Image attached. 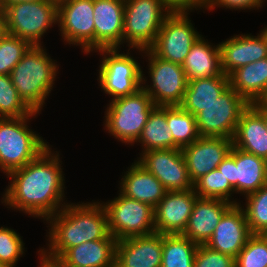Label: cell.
I'll use <instances>...</instances> for the list:
<instances>
[{
    "instance_id": "1",
    "label": "cell",
    "mask_w": 267,
    "mask_h": 267,
    "mask_svg": "<svg viewBox=\"0 0 267 267\" xmlns=\"http://www.w3.org/2000/svg\"><path fill=\"white\" fill-rule=\"evenodd\" d=\"M59 156V151L48 147L35 160L7 174L10 185L1 202L44 221L60 211L68 202L64 201L65 179Z\"/></svg>"
},
{
    "instance_id": "2",
    "label": "cell",
    "mask_w": 267,
    "mask_h": 267,
    "mask_svg": "<svg viewBox=\"0 0 267 267\" xmlns=\"http://www.w3.org/2000/svg\"><path fill=\"white\" fill-rule=\"evenodd\" d=\"M46 222L48 249L51 256L60 258L69 248L84 242L115 239L108 229L107 214L101 202L67 203Z\"/></svg>"
},
{
    "instance_id": "3",
    "label": "cell",
    "mask_w": 267,
    "mask_h": 267,
    "mask_svg": "<svg viewBox=\"0 0 267 267\" xmlns=\"http://www.w3.org/2000/svg\"><path fill=\"white\" fill-rule=\"evenodd\" d=\"M59 65L43 46H31L11 70L10 77L24 103L41 113L45 100L52 91ZM40 111V112H39Z\"/></svg>"
},
{
    "instance_id": "4",
    "label": "cell",
    "mask_w": 267,
    "mask_h": 267,
    "mask_svg": "<svg viewBox=\"0 0 267 267\" xmlns=\"http://www.w3.org/2000/svg\"><path fill=\"white\" fill-rule=\"evenodd\" d=\"M27 117L0 118V170L6 175L35 160L50 145L27 125ZM48 143V144H47Z\"/></svg>"
},
{
    "instance_id": "5",
    "label": "cell",
    "mask_w": 267,
    "mask_h": 267,
    "mask_svg": "<svg viewBox=\"0 0 267 267\" xmlns=\"http://www.w3.org/2000/svg\"><path fill=\"white\" fill-rule=\"evenodd\" d=\"M105 111V130L118 141L135 144L147 118L156 106L151 97L140 88L136 93L111 99Z\"/></svg>"
},
{
    "instance_id": "6",
    "label": "cell",
    "mask_w": 267,
    "mask_h": 267,
    "mask_svg": "<svg viewBox=\"0 0 267 267\" xmlns=\"http://www.w3.org/2000/svg\"><path fill=\"white\" fill-rule=\"evenodd\" d=\"M1 15L7 34L41 46L42 36L58 21V3L54 0L18 2L6 7Z\"/></svg>"
},
{
    "instance_id": "7",
    "label": "cell",
    "mask_w": 267,
    "mask_h": 267,
    "mask_svg": "<svg viewBox=\"0 0 267 267\" xmlns=\"http://www.w3.org/2000/svg\"><path fill=\"white\" fill-rule=\"evenodd\" d=\"M170 14L161 0H125L123 43L130 49H149Z\"/></svg>"
},
{
    "instance_id": "8",
    "label": "cell",
    "mask_w": 267,
    "mask_h": 267,
    "mask_svg": "<svg viewBox=\"0 0 267 267\" xmlns=\"http://www.w3.org/2000/svg\"><path fill=\"white\" fill-rule=\"evenodd\" d=\"M119 49V50H118ZM102 55L98 69L99 86L112 99L136 93L142 85V67L130 54L120 53V48H103L95 52Z\"/></svg>"
},
{
    "instance_id": "9",
    "label": "cell",
    "mask_w": 267,
    "mask_h": 267,
    "mask_svg": "<svg viewBox=\"0 0 267 267\" xmlns=\"http://www.w3.org/2000/svg\"><path fill=\"white\" fill-rule=\"evenodd\" d=\"M101 203L107 214L109 233L117 240L155 233L154 208L119 193L118 197Z\"/></svg>"
},
{
    "instance_id": "10",
    "label": "cell",
    "mask_w": 267,
    "mask_h": 267,
    "mask_svg": "<svg viewBox=\"0 0 267 267\" xmlns=\"http://www.w3.org/2000/svg\"><path fill=\"white\" fill-rule=\"evenodd\" d=\"M139 52L145 53L148 59V73L151 78V83L148 85L142 70L141 88L151 97L156 106H179L188 84L182 65L163 60L150 49H139Z\"/></svg>"
},
{
    "instance_id": "11",
    "label": "cell",
    "mask_w": 267,
    "mask_h": 267,
    "mask_svg": "<svg viewBox=\"0 0 267 267\" xmlns=\"http://www.w3.org/2000/svg\"><path fill=\"white\" fill-rule=\"evenodd\" d=\"M250 104L230 86L195 117L200 137L233 139L241 113Z\"/></svg>"
},
{
    "instance_id": "12",
    "label": "cell",
    "mask_w": 267,
    "mask_h": 267,
    "mask_svg": "<svg viewBox=\"0 0 267 267\" xmlns=\"http://www.w3.org/2000/svg\"><path fill=\"white\" fill-rule=\"evenodd\" d=\"M58 27L64 42L95 51L94 0H63L58 3Z\"/></svg>"
},
{
    "instance_id": "13",
    "label": "cell",
    "mask_w": 267,
    "mask_h": 267,
    "mask_svg": "<svg viewBox=\"0 0 267 267\" xmlns=\"http://www.w3.org/2000/svg\"><path fill=\"white\" fill-rule=\"evenodd\" d=\"M189 13H171L162 24L155 43L149 48L157 57L182 65L193 44L201 36Z\"/></svg>"
},
{
    "instance_id": "14",
    "label": "cell",
    "mask_w": 267,
    "mask_h": 267,
    "mask_svg": "<svg viewBox=\"0 0 267 267\" xmlns=\"http://www.w3.org/2000/svg\"><path fill=\"white\" fill-rule=\"evenodd\" d=\"M217 169L236 194L247 196L267 184V160L234 146Z\"/></svg>"
},
{
    "instance_id": "15",
    "label": "cell",
    "mask_w": 267,
    "mask_h": 267,
    "mask_svg": "<svg viewBox=\"0 0 267 267\" xmlns=\"http://www.w3.org/2000/svg\"><path fill=\"white\" fill-rule=\"evenodd\" d=\"M137 162L152 173L167 191L194 189L182 149H156L141 152Z\"/></svg>"
},
{
    "instance_id": "16",
    "label": "cell",
    "mask_w": 267,
    "mask_h": 267,
    "mask_svg": "<svg viewBox=\"0 0 267 267\" xmlns=\"http://www.w3.org/2000/svg\"><path fill=\"white\" fill-rule=\"evenodd\" d=\"M233 139L222 137H199L182 148L190 180L193 184L203 175L216 169L230 153Z\"/></svg>"
},
{
    "instance_id": "17",
    "label": "cell",
    "mask_w": 267,
    "mask_h": 267,
    "mask_svg": "<svg viewBox=\"0 0 267 267\" xmlns=\"http://www.w3.org/2000/svg\"><path fill=\"white\" fill-rule=\"evenodd\" d=\"M198 197L194 189L167 191L154 207L155 233L182 234Z\"/></svg>"
},
{
    "instance_id": "18",
    "label": "cell",
    "mask_w": 267,
    "mask_h": 267,
    "mask_svg": "<svg viewBox=\"0 0 267 267\" xmlns=\"http://www.w3.org/2000/svg\"><path fill=\"white\" fill-rule=\"evenodd\" d=\"M251 235L241 203L233 204L224 213L205 245L235 258Z\"/></svg>"
},
{
    "instance_id": "19",
    "label": "cell",
    "mask_w": 267,
    "mask_h": 267,
    "mask_svg": "<svg viewBox=\"0 0 267 267\" xmlns=\"http://www.w3.org/2000/svg\"><path fill=\"white\" fill-rule=\"evenodd\" d=\"M125 0H94L95 50L123 45Z\"/></svg>"
},
{
    "instance_id": "20",
    "label": "cell",
    "mask_w": 267,
    "mask_h": 267,
    "mask_svg": "<svg viewBox=\"0 0 267 267\" xmlns=\"http://www.w3.org/2000/svg\"><path fill=\"white\" fill-rule=\"evenodd\" d=\"M162 234L117 241L115 267H161Z\"/></svg>"
},
{
    "instance_id": "21",
    "label": "cell",
    "mask_w": 267,
    "mask_h": 267,
    "mask_svg": "<svg viewBox=\"0 0 267 267\" xmlns=\"http://www.w3.org/2000/svg\"><path fill=\"white\" fill-rule=\"evenodd\" d=\"M219 46L222 71L228 76L242 66L267 58V45L260 33L235 35Z\"/></svg>"
},
{
    "instance_id": "22",
    "label": "cell",
    "mask_w": 267,
    "mask_h": 267,
    "mask_svg": "<svg viewBox=\"0 0 267 267\" xmlns=\"http://www.w3.org/2000/svg\"><path fill=\"white\" fill-rule=\"evenodd\" d=\"M232 205L233 203L220 199L198 197L182 235L198 245L206 244L220 219Z\"/></svg>"
},
{
    "instance_id": "23",
    "label": "cell",
    "mask_w": 267,
    "mask_h": 267,
    "mask_svg": "<svg viewBox=\"0 0 267 267\" xmlns=\"http://www.w3.org/2000/svg\"><path fill=\"white\" fill-rule=\"evenodd\" d=\"M127 169L119 183L120 193L154 208L167 192L163 184L137 161Z\"/></svg>"
},
{
    "instance_id": "24",
    "label": "cell",
    "mask_w": 267,
    "mask_h": 267,
    "mask_svg": "<svg viewBox=\"0 0 267 267\" xmlns=\"http://www.w3.org/2000/svg\"><path fill=\"white\" fill-rule=\"evenodd\" d=\"M233 146L267 160V128L263 116L251 104L241 113Z\"/></svg>"
},
{
    "instance_id": "25",
    "label": "cell",
    "mask_w": 267,
    "mask_h": 267,
    "mask_svg": "<svg viewBox=\"0 0 267 267\" xmlns=\"http://www.w3.org/2000/svg\"><path fill=\"white\" fill-rule=\"evenodd\" d=\"M116 239L84 242L69 248L61 257L65 267H115Z\"/></svg>"
},
{
    "instance_id": "26",
    "label": "cell",
    "mask_w": 267,
    "mask_h": 267,
    "mask_svg": "<svg viewBox=\"0 0 267 267\" xmlns=\"http://www.w3.org/2000/svg\"><path fill=\"white\" fill-rule=\"evenodd\" d=\"M209 43L201 35L187 54L182 68L188 81L197 78L228 76L222 71L219 44L213 46Z\"/></svg>"
},
{
    "instance_id": "27",
    "label": "cell",
    "mask_w": 267,
    "mask_h": 267,
    "mask_svg": "<svg viewBox=\"0 0 267 267\" xmlns=\"http://www.w3.org/2000/svg\"><path fill=\"white\" fill-rule=\"evenodd\" d=\"M229 85L249 104L260 101L267 93V58L234 70Z\"/></svg>"
},
{
    "instance_id": "28",
    "label": "cell",
    "mask_w": 267,
    "mask_h": 267,
    "mask_svg": "<svg viewBox=\"0 0 267 267\" xmlns=\"http://www.w3.org/2000/svg\"><path fill=\"white\" fill-rule=\"evenodd\" d=\"M229 86L228 76L189 80L183 101L179 106L196 116L204 107L215 102Z\"/></svg>"
},
{
    "instance_id": "29",
    "label": "cell",
    "mask_w": 267,
    "mask_h": 267,
    "mask_svg": "<svg viewBox=\"0 0 267 267\" xmlns=\"http://www.w3.org/2000/svg\"><path fill=\"white\" fill-rule=\"evenodd\" d=\"M142 146V152L156 149H181L173 140L167 124V106H155L136 143Z\"/></svg>"
},
{
    "instance_id": "30",
    "label": "cell",
    "mask_w": 267,
    "mask_h": 267,
    "mask_svg": "<svg viewBox=\"0 0 267 267\" xmlns=\"http://www.w3.org/2000/svg\"><path fill=\"white\" fill-rule=\"evenodd\" d=\"M198 246L182 234H162L161 267H193Z\"/></svg>"
},
{
    "instance_id": "31",
    "label": "cell",
    "mask_w": 267,
    "mask_h": 267,
    "mask_svg": "<svg viewBox=\"0 0 267 267\" xmlns=\"http://www.w3.org/2000/svg\"><path fill=\"white\" fill-rule=\"evenodd\" d=\"M167 124L174 142L181 149L200 137L196 117L180 106H167Z\"/></svg>"
},
{
    "instance_id": "32",
    "label": "cell",
    "mask_w": 267,
    "mask_h": 267,
    "mask_svg": "<svg viewBox=\"0 0 267 267\" xmlns=\"http://www.w3.org/2000/svg\"><path fill=\"white\" fill-rule=\"evenodd\" d=\"M194 190L200 198L220 199L233 204L241 203L231 199V195L235 193L234 188L217 168L197 180L194 183Z\"/></svg>"
},
{
    "instance_id": "33",
    "label": "cell",
    "mask_w": 267,
    "mask_h": 267,
    "mask_svg": "<svg viewBox=\"0 0 267 267\" xmlns=\"http://www.w3.org/2000/svg\"><path fill=\"white\" fill-rule=\"evenodd\" d=\"M33 111L20 98L10 75H0V118H19Z\"/></svg>"
},
{
    "instance_id": "34",
    "label": "cell",
    "mask_w": 267,
    "mask_h": 267,
    "mask_svg": "<svg viewBox=\"0 0 267 267\" xmlns=\"http://www.w3.org/2000/svg\"><path fill=\"white\" fill-rule=\"evenodd\" d=\"M246 197L245 208L247 224L252 234H261L267 229V184Z\"/></svg>"
},
{
    "instance_id": "35",
    "label": "cell",
    "mask_w": 267,
    "mask_h": 267,
    "mask_svg": "<svg viewBox=\"0 0 267 267\" xmlns=\"http://www.w3.org/2000/svg\"><path fill=\"white\" fill-rule=\"evenodd\" d=\"M31 46L28 41L6 33L0 41V75H10Z\"/></svg>"
},
{
    "instance_id": "36",
    "label": "cell",
    "mask_w": 267,
    "mask_h": 267,
    "mask_svg": "<svg viewBox=\"0 0 267 267\" xmlns=\"http://www.w3.org/2000/svg\"><path fill=\"white\" fill-rule=\"evenodd\" d=\"M235 267H267V241L261 234H252L235 257Z\"/></svg>"
},
{
    "instance_id": "37",
    "label": "cell",
    "mask_w": 267,
    "mask_h": 267,
    "mask_svg": "<svg viewBox=\"0 0 267 267\" xmlns=\"http://www.w3.org/2000/svg\"><path fill=\"white\" fill-rule=\"evenodd\" d=\"M22 237L8 227H0V261L9 267H15L17 261L24 254Z\"/></svg>"
},
{
    "instance_id": "38",
    "label": "cell",
    "mask_w": 267,
    "mask_h": 267,
    "mask_svg": "<svg viewBox=\"0 0 267 267\" xmlns=\"http://www.w3.org/2000/svg\"><path fill=\"white\" fill-rule=\"evenodd\" d=\"M193 267H235V258L202 244L196 250Z\"/></svg>"
},
{
    "instance_id": "39",
    "label": "cell",
    "mask_w": 267,
    "mask_h": 267,
    "mask_svg": "<svg viewBox=\"0 0 267 267\" xmlns=\"http://www.w3.org/2000/svg\"><path fill=\"white\" fill-rule=\"evenodd\" d=\"M265 0H208L207 10H214L215 7H224L232 10H250L262 8Z\"/></svg>"
},
{
    "instance_id": "40",
    "label": "cell",
    "mask_w": 267,
    "mask_h": 267,
    "mask_svg": "<svg viewBox=\"0 0 267 267\" xmlns=\"http://www.w3.org/2000/svg\"><path fill=\"white\" fill-rule=\"evenodd\" d=\"M163 5L171 13H190L192 10L196 11L202 8L207 9L208 0H161ZM190 11V12H189Z\"/></svg>"
},
{
    "instance_id": "41",
    "label": "cell",
    "mask_w": 267,
    "mask_h": 267,
    "mask_svg": "<svg viewBox=\"0 0 267 267\" xmlns=\"http://www.w3.org/2000/svg\"><path fill=\"white\" fill-rule=\"evenodd\" d=\"M38 253L41 259L39 267H65L60 258L49 255L43 248Z\"/></svg>"
},
{
    "instance_id": "42",
    "label": "cell",
    "mask_w": 267,
    "mask_h": 267,
    "mask_svg": "<svg viewBox=\"0 0 267 267\" xmlns=\"http://www.w3.org/2000/svg\"><path fill=\"white\" fill-rule=\"evenodd\" d=\"M251 105L263 116L267 128V104L260 100L251 103Z\"/></svg>"
},
{
    "instance_id": "43",
    "label": "cell",
    "mask_w": 267,
    "mask_h": 267,
    "mask_svg": "<svg viewBox=\"0 0 267 267\" xmlns=\"http://www.w3.org/2000/svg\"><path fill=\"white\" fill-rule=\"evenodd\" d=\"M40 0H0V10L1 12L8 6L18 3V2H36Z\"/></svg>"
},
{
    "instance_id": "44",
    "label": "cell",
    "mask_w": 267,
    "mask_h": 267,
    "mask_svg": "<svg viewBox=\"0 0 267 267\" xmlns=\"http://www.w3.org/2000/svg\"><path fill=\"white\" fill-rule=\"evenodd\" d=\"M6 29H5V23L3 20L2 15L0 16V41L3 38V36L6 34Z\"/></svg>"
},
{
    "instance_id": "45",
    "label": "cell",
    "mask_w": 267,
    "mask_h": 267,
    "mask_svg": "<svg viewBox=\"0 0 267 267\" xmlns=\"http://www.w3.org/2000/svg\"><path fill=\"white\" fill-rule=\"evenodd\" d=\"M260 34L265 39V42H266V45H267V26L264 27V29L262 31H260Z\"/></svg>"
},
{
    "instance_id": "46",
    "label": "cell",
    "mask_w": 267,
    "mask_h": 267,
    "mask_svg": "<svg viewBox=\"0 0 267 267\" xmlns=\"http://www.w3.org/2000/svg\"><path fill=\"white\" fill-rule=\"evenodd\" d=\"M261 235L263 236V238L267 241V229H265Z\"/></svg>"
},
{
    "instance_id": "47",
    "label": "cell",
    "mask_w": 267,
    "mask_h": 267,
    "mask_svg": "<svg viewBox=\"0 0 267 267\" xmlns=\"http://www.w3.org/2000/svg\"><path fill=\"white\" fill-rule=\"evenodd\" d=\"M261 101L264 102L265 104H267V93Z\"/></svg>"
},
{
    "instance_id": "48",
    "label": "cell",
    "mask_w": 267,
    "mask_h": 267,
    "mask_svg": "<svg viewBox=\"0 0 267 267\" xmlns=\"http://www.w3.org/2000/svg\"><path fill=\"white\" fill-rule=\"evenodd\" d=\"M0 267H9L7 264L0 261Z\"/></svg>"
},
{
    "instance_id": "49",
    "label": "cell",
    "mask_w": 267,
    "mask_h": 267,
    "mask_svg": "<svg viewBox=\"0 0 267 267\" xmlns=\"http://www.w3.org/2000/svg\"><path fill=\"white\" fill-rule=\"evenodd\" d=\"M55 2H57V3H59V2H61V1H63V0H54Z\"/></svg>"
}]
</instances>
